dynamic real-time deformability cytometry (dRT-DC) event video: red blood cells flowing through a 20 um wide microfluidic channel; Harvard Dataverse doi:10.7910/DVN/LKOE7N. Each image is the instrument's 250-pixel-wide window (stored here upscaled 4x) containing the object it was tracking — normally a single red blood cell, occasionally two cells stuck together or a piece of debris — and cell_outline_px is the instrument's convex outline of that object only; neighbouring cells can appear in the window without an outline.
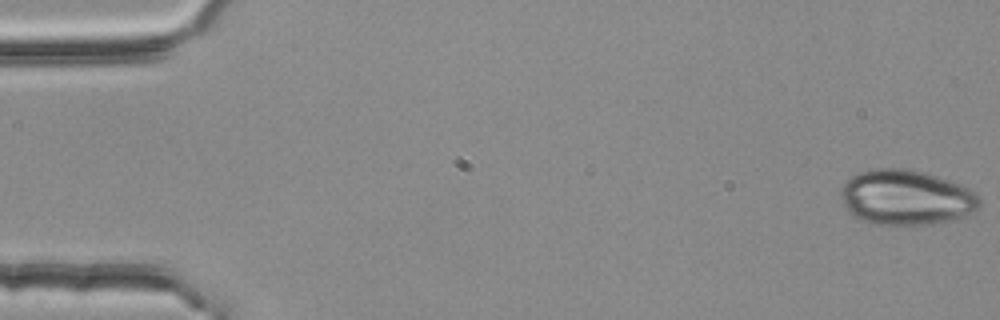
{"species": "common noctule bat (a hibernating species)", "species_latin": "Nyctalus noctula", "temperature_condition": "room temperature", "stored_images_in_passage": 5, "camera_frame_rate_fps": 3000, "um_per_image_px": 0.085, "animal": {"sex": "female", "body_mass_g": 25.1}, "frame": {"image": 1, "passage_image": 1, "time_ms": 0.0, "image_size_px": [1000, 320], "cell_outline_px": [[980, 208], [964, 216], [940, 224], [872, 224], [852, 216], [844, 204], [840, 196], [840, 192], [844, 184], [852, 176], [860, 172], [876, 168], [908, 168], [924, 172], [960, 184], [976, 192], [980, 196]], "centroid_in_image_um": [77.04, 16.79], "position_along_channel_um": 8.0, "area_um2": 44.74}}